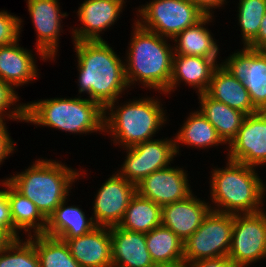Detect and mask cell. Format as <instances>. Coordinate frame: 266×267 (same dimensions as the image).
I'll return each instance as SVG.
<instances>
[{
  "label": "cell",
  "mask_w": 266,
  "mask_h": 267,
  "mask_svg": "<svg viewBox=\"0 0 266 267\" xmlns=\"http://www.w3.org/2000/svg\"><path fill=\"white\" fill-rule=\"evenodd\" d=\"M73 42L78 58L79 93L85 91L90 97L88 99L104 109L129 88L125 62L105 40Z\"/></svg>",
  "instance_id": "cell-1"
},
{
  "label": "cell",
  "mask_w": 266,
  "mask_h": 267,
  "mask_svg": "<svg viewBox=\"0 0 266 267\" xmlns=\"http://www.w3.org/2000/svg\"><path fill=\"white\" fill-rule=\"evenodd\" d=\"M134 33L128 48L125 64V77L130 87L139 81L149 89L165 93L169 88L173 56V47L159 34L141 27L136 21ZM166 39V40H165Z\"/></svg>",
  "instance_id": "cell-2"
},
{
  "label": "cell",
  "mask_w": 266,
  "mask_h": 267,
  "mask_svg": "<svg viewBox=\"0 0 266 267\" xmlns=\"http://www.w3.org/2000/svg\"><path fill=\"white\" fill-rule=\"evenodd\" d=\"M227 162L225 169L211 171L210 194L217 206L211 210L233 215L262 211L260 205H263L266 187L255 173V167L231 160Z\"/></svg>",
  "instance_id": "cell-3"
},
{
  "label": "cell",
  "mask_w": 266,
  "mask_h": 267,
  "mask_svg": "<svg viewBox=\"0 0 266 267\" xmlns=\"http://www.w3.org/2000/svg\"><path fill=\"white\" fill-rule=\"evenodd\" d=\"M77 170L52 160H36L31 167L6 180L32 201L48 219L67 199L73 182L80 177Z\"/></svg>",
  "instance_id": "cell-4"
},
{
  "label": "cell",
  "mask_w": 266,
  "mask_h": 267,
  "mask_svg": "<svg viewBox=\"0 0 266 267\" xmlns=\"http://www.w3.org/2000/svg\"><path fill=\"white\" fill-rule=\"evenodd\" d=\"M104 109L95 101L52 98L25 104V122L71 133L103 132Z\"/></svg>",
  "instance_id": "cell-5"
},
{
  "label": "cell",
  "mask_w": 266,
  "mask_h": 267,
  "mask_svg": "<svg viewBox=\"0 0 266 267\" xmlns=\"http://www.w3.org/2000/svg\"><path fill=\"white\" fill-rule=\"evenodd\" d=\"M115 105L112 102L104 108L103 132H110L112 141L123 148L151 140L167 120L158 99L141 98L113 110Z\"/></svg>",
  "instance_id": "cell-6"
},
{
  "label": "cell",
  "mask_w": 266,
  "mask_h": 267,
  "mask_svg": "<svg viewBox=\"0 0 266 267\" xmlns=\"http://www.w3.org/2000/svg\"><path fill=\"white\" fill-rule=\"evenodd\" d=\"M137 23L162 37L173 39L205 15L191 0H153L138 8Z\"/></svg>",
  "instance_id": "cell-7"
},
{
  "label": "cell",
  "mask_w": 266,
  "mask_h": 267,
  "mask_svg": "<svg viewBox=\"0 0 266 267\" xmlns=\"http://www.w3.org/2000/svg\"><path fill=\"white\" fill-rule=\"evenodd\" d=\"M233 216L210 210L201 226L184 242V265L201 259L228 256Z\"/></svg>",
  "instance_id": "cell-8"
},
{
  "label": "cell",
  "mask_w": 266,
  "mask_h": 267,
  "mask_svg": "<svg viewBox=\"0 0 266 267\" xmlns=\"http://www.w3.org/2000/svg\"><path fill=\"white\" fill-rule=\"evenodd\" d=\"M235 214L228 257L238 267L266 258V212Z\"/></svg>",
  "instance_id": "cell-9"
},
{
  "label": "cell",
  "mask_w": 266,
  "mask_h": 267,
  "mask_svg": "<svg viewBox=\"0 0 266 267\" xmlns=\"http://www.w3.org/2000/svg\"><path fill=\"white\" fill-rule=\"evenodd\" d=\"M125 150L128 154L118 174L136 186L151 173L169 167L177 155L175 141L167 138L152 139Z\"/></svg>",
  "instance_id": "cell-10"
},
{
  "label": "cell",
  "mask_w": 266,
  "mask_h": 267,
  "mask_svg": "<svg viewBox=\"0 0 266 267\" xmlns=\"http://www.w3.org/2000/svg\"><path fill=\"white\" fill-rule=\"evenodd\" d=\"M222 65L246 87L254 107L266 111V51L245 46Z\"/></svg>",
  "instance_id": "cell-11"
},
{
  "label": "cell",
  "mask_w": 266,
  "mask_h": 267,
  "mask_svg": "<svg viewBox=\"0 0 266 267\" xmlns=\"http://www.w3.org/2000/svg\"><path fill=\"white\" fill-rule=\"evenodd\" d=\"M229 145L227 160L247 166L266 164V111L246 115Z\"/></svg>",
  "instance_id": "cell-12"
},
{
  "label": "cell",
  "mask_w": 266,
  "mask_h": 267,
  "mask_svg": "<svg viewBox=\"0 0 266 267\" xmlns=\"http://www.w3.org/2000/svg\"><path fill=\"white\" fill-rule=\"evenodd\" d=\"M136 192V185L115 172L103 183L95 195L93 206L95 224L106 227L119 225Z\"/></svg>",
  "instance_id": "cell-13"
},
{
  "label": "cell",
  "mask_w": 266,
  "mask_h": 267,
  "mask_svg": "<svg viewBox=\"0 0 266 267\" xmlns=\"http://www.w3.org/2000/svg\"><path fill=\"white\" fill-rule=\"evenodd\" d=\"M187 177L182 168L166 167L146 176L136 191L160 206L178 202L192 194Z\"/></svg>",
  "instance_id": "cell-14"
},
{
  "label": "cell",
  "mask_w": 266,
  "mask_h": 267,
  "mask_svg": "<svg viewBox=\"0 0 266 267\" xmlns=\"http://www.w3.org/2000/svg\"><path fill=\"white\" fill-rule=\"evenodd\" d=\"M58 0H27L32 23L37 31V51L43 60L55 59L61 29V13Z\"/></svg>",
  "instance_id": "cell-15"
},
{
  "label": "cell",
  "mask_w": 266,
  "mask_h": 267,
  "mask_svg": "<svg viewBox=\"0 0 266 267\" xmlns=\"http://www.w3.org/2000/svg\"><path fill=\"white\" fill-rule=\"evenodd\" d=\"M125 3L122 0H85L77 11L83 26L73 29V40H103L100 32L117 21Z\"/></svg>",
  "instance_id": "cell-16"
},
{
  "label": "cell",
  "mask_w": 266,
  "mask_h": 267,
  "mask_svg": "<svg viewBox=\"0 0 266 267\" xmlns=\"http://www.w3.org/2000/svg\"><path fill=\"white\" fill-rule=\"evenodd\" d=\"M58 239L65 241L81 267H112L110 227L97 226L82 236Z\"/></svg>",
  "instance_id": "cell-17"
},
{
  "label": "cell",
  "mask_w": 266,
  "mask_h": 267,
  "mask_svg": "<svg viewBox=\"0 0 266 267\" xmlns=\"http://www.w3.org/2000/svg\"><path fill=\"white\" fill-rule=\"evenodd\" d=\"M211 206L191 194L185 200L162 206V225L185 242L200 226Z\"/></svg>",
  "instance_id": "cell-18"
},
{
  "label": "cell",
  "mask_w": 266,
  "mask_h": 267,
  "mask_svg": "<svg viewBox=\"0 0 266 267\" xmlns=\"http://www.w3.org/2000/svg\"><path fill=\"white\" fill-rule=\"evenodd\" d=\"M112 267H156L146 246L145 233L110 227Z\"/></svg>",
  "instance_id": "cell-19"
},
{
  "label": "cell",
  "mask_w": 266,
  "mask_h": 267,
  "mask_svg": "<svg viewBox=\"0 0 266 267\" xmlns=\"http://www.w3.org/2000/svg\"><path fill=\"white\" fill-rule=\"evenodd\" d=\"M218 66L216 58L174 54L170 84L164 94L174 91L181 81L198 88V94L206 93Z\"/></svg>",
  "instance_id": "cell-20"
},
{
  "label": "cell",
  "mask_w": 266,
  "mask_h": 267,
  "mask_svg": "<svg viewBox=\"0 0 266 267\" xmlns=\"http://www.w3.org/2000/svg\"><path fill=\"white\" fill-rule=\"evenodd\" d=\"M211 98L249 115L258 112L246 87L222 64L214 70L206 92Z\"/></svg>",
  "instance_id": "cell-21"
},
{
  "label": "cell",
  "mask_w": 266,
  "mask_h": 267,
  "mask_svg": "<svg viewBox=\"0 0 266 267\" xmlns=\"http://www.w3.org/2000/svg\"><path fill=\"white\" fill-rule=\"evenodd\" d=\"M18 41L0 46V79L11 87L27 84L38 76L31 51L19 47Z\"/></svg>",
  "instance_id": "cell-22"
},
{
  "label": "cell",
  "mask_w": 266,
  "mask_h": 267,
  "mask_svg": "<svg viewBox=\"0 0 266 267\" xmlns=\"http://www.w3.org/2000/svg\"><path fill=\"white\" fill-rule=\"evenodd\" d=\"M146 246L156 267H183L184 242L162 224L145 233Z\"/></svg>",
  "instance_id": "cell-23"
},
{
  "label": "cell",
  "mask_w": 266,
  "mask_h": 267,
  "mask_svg": "<svg viewBox=\"0 0 266 267\" xmlns=\"http://www.w3.org/2000/svg\"><path fill=\"white\" fill-rule=\"evenodd\" d=\"M65 205L66 199L49 216L45 235L54 238H76L97 227L93 217L87 220L85 213L78 206Z\"/></svg>",
  "instance_id": "cell-24"
},
{
  "label": "cell",
  "mask_w": 266,
  "mask_h": 267,
  "mask_svg": "<svg viewBox=\"0 0 266 267\" xmlns=\"http://www.w3.org/2000/svg\"><path fill=\"white\" fill-rule=\"evenodd\" d=\"M2 182V185L7 188V195L10 202L13 238H19L17 232L19 230H24L25 232L30 231L28 236L31 235V229H34V235L44 234L47 227V218L32 201L19 193L7 180H3Z\"/></svg>",
  "instance_id": "cell-25"
},
{
  "label": "cell",
  "mask_w": 266,
  "mask_h": 267,
  "mask_svg": "<svg viewBox=\"0 0 266 267\" xmlns=\"http://www.w3.org/2000/svg\"><path fill=\"white\" fill-rule=\"evenodd\" d=\"M200 113L216 129L225 144H229L239 132L246 114L211 98L207 93L199 94Z\"/></svg>",
  "instance_id": "cell-26"
},
{
  "label": "cell",
  "mask_w": 266,
  "mask_h": 267,
  "mask_svg": "<svg viewBox=\"0 0 266 267\" xmlns=\"http://www.w3.org/2000/svg\"><path fill=\"white\" fill-rule=\"evenodd\" d=\"M212 15H205L195 25L180 32L173 40L177 43L174 54L217 58L219 47L212 34L204 27Z\"/></svg>",
  "instance_id": "cell-27"
},
{
  "label": "cell",
  "mask_w": 266,
  "mask_h": 267,
  "mask_svg": "<svg viewBox=\"0 0 266 267\" xmlns=\"http://www.w3.org/2000/svg\"><path fill=\"white\" fill-rule=\"evenodd\" d=\"M161 223L162 206L136 192L118 226L132 232L148 233Z\"/></svg>",
  "instance_id": "cell-28"
},
{
  "label": "cell",
  "mask_w": 266,
  "mask_h": 267,
  "mask_svg": "<svg viewBox=\"0 0 266 267\" xmlns=\"http://www.w3.org/2000/svg\"><path fill=\"white\" fill-rule=\"evenodd\" d=\"M190 114L174 138L177 154H179L180 143L195 148H207L225 143L200 111H194Z\"/></svg>",
  "instance_id": "cell-29"
},
{
  "label": "cell",
  "mask_w": 266,
  "mask_h": 267,
  "mask_svg": "<svg viewBox=\"0 0 266 267\" xmlns=\"http://www.w3.org/2000/svg\"><path fill=\"white\" fill-rule=\"evenodd\" d=\"M28 238L35 246L40 267H81L71 255L65 241L45 234H33Z\"/></svg>",
  "instance_id": "cell-30"
},
{
  "label": "cell",
  "mask_w": 266,
  "mask_h": 267,
  "mask_svg": "<svg viewBox=\"0 0 266 267\" xmlns=\"http://www.w3.org/2000/svg\"><path fill=\"white\" fill-rule=\"evenodd\" d=\"M238 8L243 46H248L259 33L261 20L266 13V0H239Z\"/></svg>",
  "instance_id": "cell-31"
},
{
  "label": "cell",
  "mask_w": 266,
  "mask_h": 267,
  "mask_svg": "<svg viewBox=\"0 0 266 267\" xmlns=\"http://www.w3.org/2000/svg\"><path fill=\"white\" fill-rule=\"evenodd\" d=\"M25 240L14 239L0 252V267H40L33 242L29 238Z\"/></svg>",
  "instance_id": "cell-32"
},
{
  "label": "cell",
  "mask_w": 266,
  "mask_h": 267,
  "mask_svg": "<svg viewBox=\"0 0 266 267\" xmlns=\"http://www.w3.org/2000/svg\"><path fill=\"white\" fill-rule=\"evenodd\" d=\"M15 92L13 87L0 79V121H5V115L9 119L25 121V104H14L19 101L18 94ZM11 105H16V107L12 108L13 110L7 114L5 110L10 109Z\"/></svg>",
  "instance_id": "cell-33"
},
{
  "label": "cell",
  "mask_w": 266,
  "mask_h": 267,
  "mask_svg": "<svg viewBox=\"0 0 266 267\" xmlns=\"http://www.w3.org/2000/svg\"><path fill=\"white\" fill-rule=\"evenodd\" d=\"M22 19L7 11L0 12V46L11 44L19 39Z\"/></svg>",
  "instance_id": "cell-34"
},
{
  "label": "cell",
  "mask_w": 266,
  "mask_h": 267,
  "mask_svg": "<svg viewBox=\"0 0 266 267\" xmlns=\"http://www.w3.org/2000/svg\"><path fill=\"white\" fill-rule=\"evenodd\" d=\"M0 228L13 237V221L11 218L10 202L6 190H0Z\"/></svg>",
  "instance_id": "cell-35"
},
{
  "label": "cell",
  "mask_w": 266,
  "mask_h": 267,
  "mask_svg": "<svg viewBox=\"0 0 266 267\" xmlns=\"http://www.w3.org/2000/svg\"><path fill=\"white\" fill-rule=\"evenodd\" d=\"M183 267H238L228 256L201 259L187 263Z\"/></svg>",
  "instance_id": "cell-36"
},
{
  "label": "cell",
  "mask_w": 266,
  "mask_h": 267,
  "mask_svg": "<svg viewBox=\"0 0 266 267\" xmlns=\"http://www.w3.org/2000/svg\"><path fill=\"white\" fill-rule=\"evenodd\" d=\"M14 145V142L9 136L5 122L0 121V165L10 153H13Z\"/></svg>",
  "instance_id": "cell-37"
},
{
  "label": "cell",
  "mask_w": 266,
  "mask_h": 267,
  "mask_svg": "<svg viewBox=\"0 0 266 267\" xmlns=\"http://www.w3.org/2000/svg\"><path fill=\"white\" fill-rule=\"evenodd\" d=\"M247 47L259 51H266V13L261 20L257 37Z\"/></svg>",
  "instance_id": "cell-38"
},
{
  "label": "cell",
  "mask_w": 266,
  "mask_h": 267,
  "mask_svg": "<svg viewBox=\"0 0 266 267\" xmlns=\"http://www.w3.org/2000/svg\"><path fill=\"white\" fill-rule=\"evenodd\" d=\"M204 15H212L210 9L222 6L226 0H191Z\"/></svg>",
  "instance_id": "cell-39"
},
{
  "label": "cell",
  "mask_w": 266,
  "mask_h": 267,
  "mask_svg": "<svg viewBox=\"0 0 266 267\" xmlns=\"http://www.w3.org/2000/svg\"><path fill=\"white\" fill-rule=\"evenodd\" d=\"M13 240L14 238L8 232L0 228V252L4 250Z\"/></svg>",
  "instance_id": "cell-40"
}]
</instances>
